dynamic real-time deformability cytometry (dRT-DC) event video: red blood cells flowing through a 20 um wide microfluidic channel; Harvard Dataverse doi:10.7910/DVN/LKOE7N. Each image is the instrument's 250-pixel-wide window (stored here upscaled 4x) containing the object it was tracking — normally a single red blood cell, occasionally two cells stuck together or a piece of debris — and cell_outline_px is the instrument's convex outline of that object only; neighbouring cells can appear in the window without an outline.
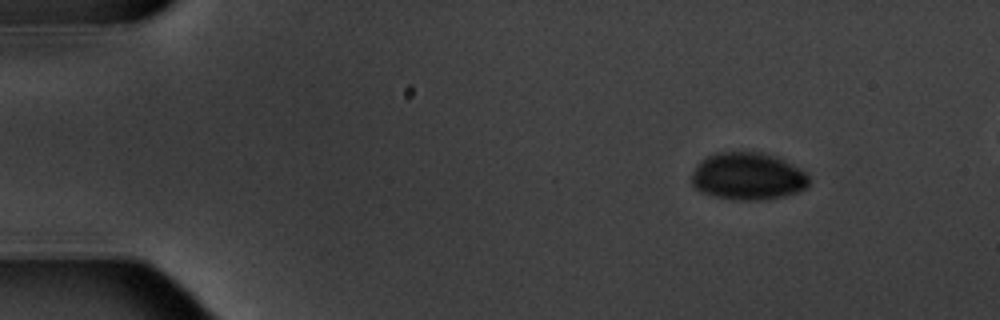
{"species": "common noctule bat (a hibernating species)", "species_latin": "Nyctalus noctula", "temperature_condition": "warm", "stored_images_in_passage": 6, "segment_of_instrument_passage": [2, 2], "camera_frame_rate_fps": 3000, "um_per_image_px": 0.085, "animal": {"sex": "male", "body_mass_g": 20.1, "forearm_length_mm": 53.5}, "frame": {"image": 1, "passage_image": 6, "time_ms": 6.0, "image_size_px": [1000, 320], "cell_outline_px": [[808, 188], [784, 196], [768, 200], [732, 200], [716, 196], [704, 192], [696, 188], [692, 184], [692, 172], [696, 164], [700, 160], [716, 152], [760, 152], [784, 160], [808, 172]], "centroid_in_image_um": [63.58, 14.99], "position_along_channel_um": 21.4, "area_um2": 32.54}}